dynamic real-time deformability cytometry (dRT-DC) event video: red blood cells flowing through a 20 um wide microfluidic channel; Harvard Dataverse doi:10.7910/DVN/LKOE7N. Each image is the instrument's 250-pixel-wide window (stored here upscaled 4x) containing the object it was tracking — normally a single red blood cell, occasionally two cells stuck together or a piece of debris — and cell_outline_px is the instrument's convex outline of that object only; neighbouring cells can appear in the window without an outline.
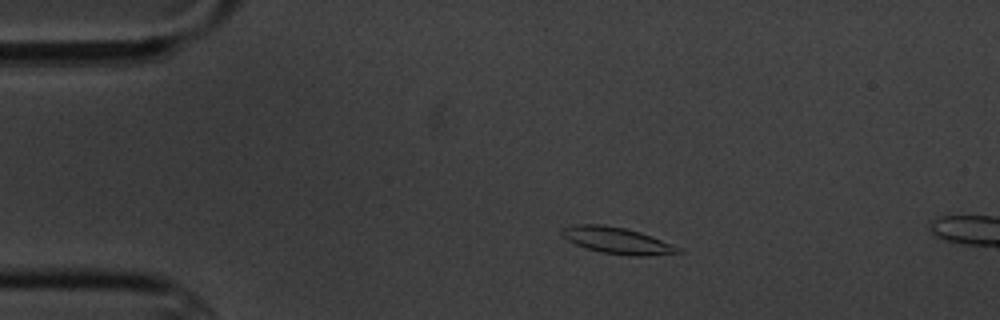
{"species": "common noctule bat (a hibernating species)", "species_latin": "Nyctalus noctula", "temperature_condition": "cold", "stored_images_in_passage": 3, "camera_frame_rate_fps": 3000, "um_per_image_px": 0.085, "animal": {"sex": "male", "body_mass_g": 20.1, "forearm_length_mm": 53.5}, "frame": {"image": 1, "passage_image": 2, "time_ms": 2.0, "image_size_px": [1000, 320], "cell_outline_px": [[684, 252], [648, 256], [632, 256], [600, 252], [576, 244], [568, 240], [560, 232], [560, 228], [576, 224], [600, 224], [624, 228], [640, 232], [652, 236], [680, 248]], "centroid_in_image_um": [52.45, 20.44], "position_along_channel_um": 32.5, "area_um2": 17.8}}